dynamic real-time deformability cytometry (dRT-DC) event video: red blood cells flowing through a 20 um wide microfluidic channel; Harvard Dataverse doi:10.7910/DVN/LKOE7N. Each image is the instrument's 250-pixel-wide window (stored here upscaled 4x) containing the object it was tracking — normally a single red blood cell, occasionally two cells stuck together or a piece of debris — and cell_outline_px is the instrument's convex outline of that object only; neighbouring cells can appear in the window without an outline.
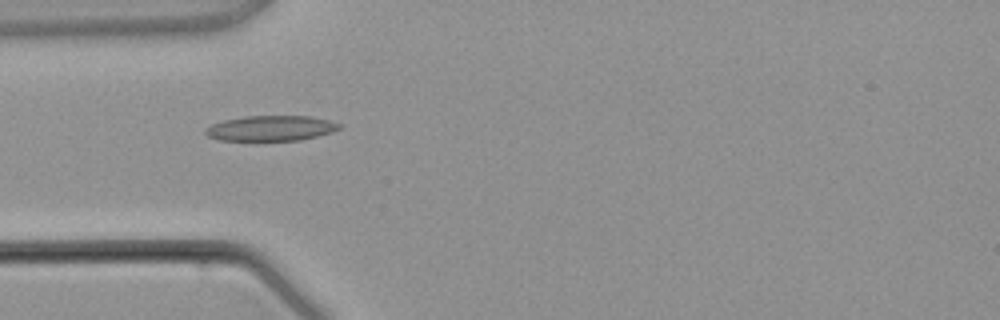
{"species": "common noctule bat (a hibernating species)", "species_latin": "Nyctalus noctula", "temperature_condition": "warm", "stored_images_in_passage": 1, "camera_frame_rate_fps": 3000, "um_per_image_px": 0.085, "animal": {"sex": "male", "body_mass_g": 21.5, "forearm_length_mm": 52.0}, "frame": {"image": 1, "passage_image": 1, "time_ms": 0.0, "image_size_px": [1000, 320], "cell_outline_px": [[340, 128], [332, 132], [300, 140], [220, 140], [208, 136], [204, 132], [204, 128], [212, 124], [224, 120], [244, 116], [308, 116], [328, 120], [340, 124]], "centroid_in_image_um": [22.99, 10.89], "position_along_channel_um": 62.0, "area_um2": 19.54}}